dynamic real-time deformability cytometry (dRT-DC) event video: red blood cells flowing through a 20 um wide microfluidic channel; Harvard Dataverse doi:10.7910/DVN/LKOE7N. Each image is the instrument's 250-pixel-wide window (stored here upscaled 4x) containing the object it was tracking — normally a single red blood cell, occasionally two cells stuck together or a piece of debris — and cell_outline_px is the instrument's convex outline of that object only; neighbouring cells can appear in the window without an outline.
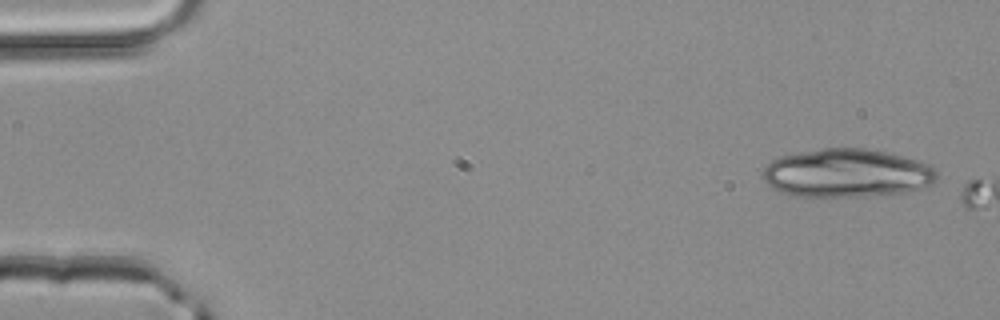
{"species": "common noctule bat (a hibernating species)", "species_latin": "Nyctalus noctula", "temperature_condition": "room temperature", "stored_images_in_passage": 2, "camera_frame_rate_fps": 3000, "um_per_image_px": 0.085, "animal": {"sex": "male", "body_mass_g": 20.4}, "frame": {"image": 1, "passage_image": 1, "time_ms": 0.0, "image_size_px": [1000, 320], "cell_outline_px": [[936, 180], [932, 184], [920, 188], [904, 192], [868, 196], [796, 196], [780, 192], [772, 188], [760, 176], [764, 168], [772, 160], [780, 156], [820, 148], [864, 148], [884, 152], [916, 160], [928, 164], [936, 172]], "centroid_in_image_um": [71.93, 14.72], "position_along_channel_um": 13.1, "area_um2": 48.9}}